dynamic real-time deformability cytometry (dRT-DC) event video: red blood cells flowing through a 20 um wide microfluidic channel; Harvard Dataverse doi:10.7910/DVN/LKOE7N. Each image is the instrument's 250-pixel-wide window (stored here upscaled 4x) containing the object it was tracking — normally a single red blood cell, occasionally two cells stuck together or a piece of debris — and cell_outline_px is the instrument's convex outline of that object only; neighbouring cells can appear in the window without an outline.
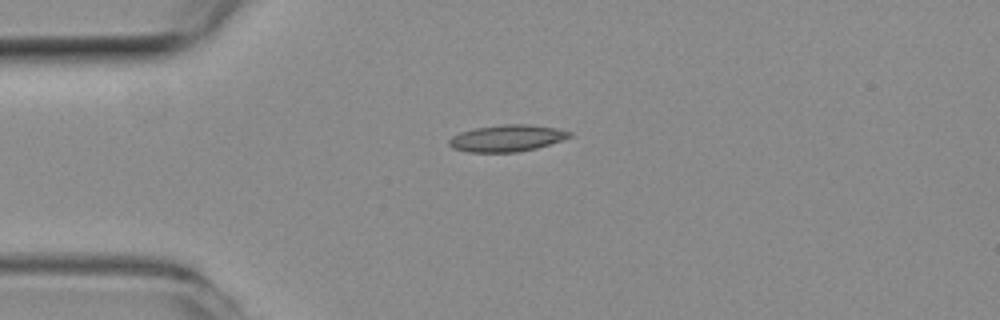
{"species": "common noctule bat (a hibernating species)", "species_latin": "Nyctalus noctula", "temperature_condition": "room temperature", "stored_images_in_passage": 42, "camera_frame_rate_fps": 3000, "um_per_image_px": 0.085, "animal": {"sex": "female", "body_mass_g": 19.3, "forearm_length_mm": 54.1}, "frame": {"image": 1, "passage_image": 1, "time_ms": 0.0, "image_size_px": [1000, 320], "cell_outline_px": [[572, 136], [536, 148], [516, 152], [468, 152], [452, 148], [448, 144], [448, 140], [452, 136], [460, 132], [476, 128], [504, 124], [528, 124], [556, 128], [572, 132]], "centroid_in_image_um": [43.06, 11.74], "position_along_channel_um": 41.9, "area_um2": 18.61}}
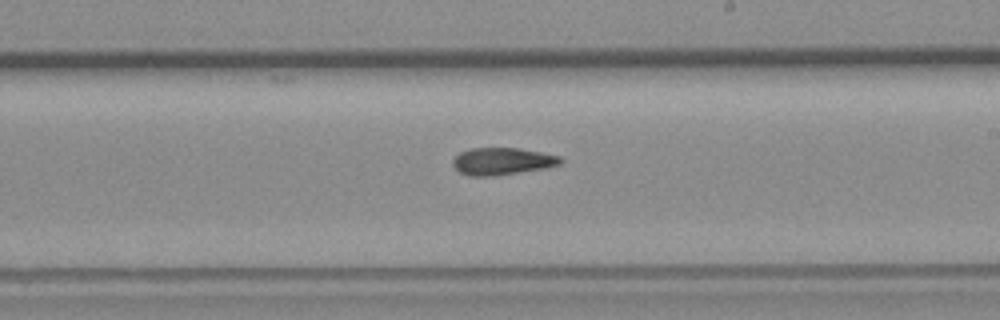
{"frame": {"image": 2, "passage_image": 19, "time_ms": 6.0, "image_size_px": [1000, 320], "cell_outline_px": [[564, 160], [560, 164], [540, 168], [492, 176], [468, 176], [460, 172], [452, 164], [452, 160], [460, 152], [472, 148], [516, 148], [540, 152], [560, 156]], "centroid_in_image_um": [42.64, 13.7], "position_along_channel_um": 246.4, "area_um2": 16.7}}
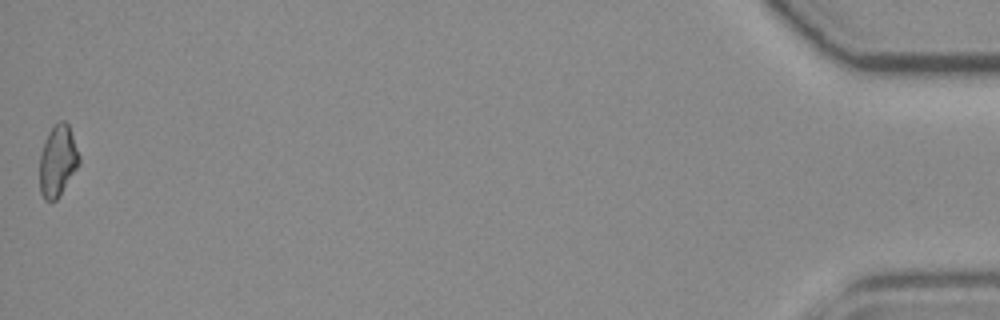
{"frame": {"image": 3, "passage_image": 42, "time_ms": 13.667, "image_size_px": [1000, 320], "cell_outline_px": [[80, 160], [76, 168], [56, 200], [44, 200], [40, 192], [40, 156], [44, 140], [48, 132], [60, 120], [64, 120], [68, 124], [80, 156]], "centroid_in_image_um": [4.89, 13.65], "position_along_channel_um": 430.3, "area_um2": 16.07}, "authors_computed_cell_mechanics": {"area_um2": 16.8487, "velocity_mm_per_s": 3.7642, "shape_relaxation_time_tau1_ms": null, "shape_relaxation_time_tau2_ms": 9.1061, "deformation_change_tau1": null, "deformation_change_tau2": 0.1803}}